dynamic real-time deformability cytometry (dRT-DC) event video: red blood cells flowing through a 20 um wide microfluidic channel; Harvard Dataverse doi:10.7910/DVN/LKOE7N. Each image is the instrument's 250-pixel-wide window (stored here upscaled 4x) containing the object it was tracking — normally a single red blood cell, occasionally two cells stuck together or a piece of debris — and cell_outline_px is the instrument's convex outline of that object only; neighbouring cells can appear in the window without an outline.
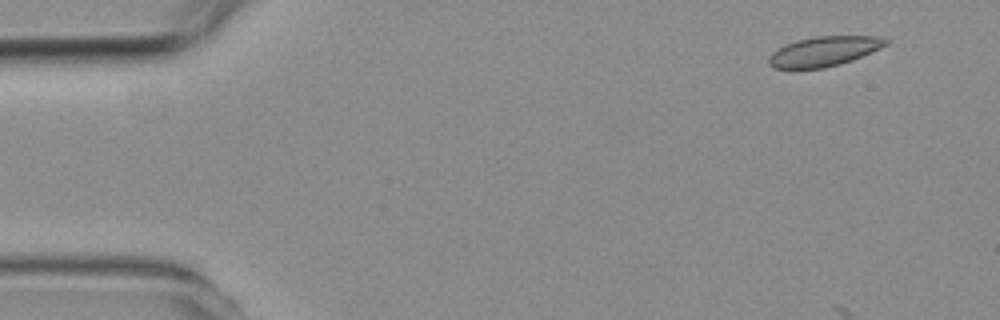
{"species": "common noctule bat (a hibernating species)", "species_latin": "Nyctalus noctula", "temperature_condition": "room temperature", "stored_images_in_passage": 4, "segment_of_instrument_passage": [2, 2], "camera_frame_rate_fps": 3000, "um_per_image_px": 0.085, "animal": {"sex": "female", "body_mass_g": 19.3, "forearm_length_mm": 54.1}, "frame": {"image": 1, "passage_image": 4, "time_ms": 3.667, "image_size_px": [1000, 320], "cell_outline_px": [[888, 44], [880, 48], [852, 60], [840, 64], [824, 68], [776, 68], [768, 64], [768, 56], [772, 52], [784, 44], [796, 40], [816, 36], [872, 36], [888, 40]], "centroid_in_image_um": [69.99, 4.36], "position_along_channel_um": 15.0, "area_um2": 20.17}}